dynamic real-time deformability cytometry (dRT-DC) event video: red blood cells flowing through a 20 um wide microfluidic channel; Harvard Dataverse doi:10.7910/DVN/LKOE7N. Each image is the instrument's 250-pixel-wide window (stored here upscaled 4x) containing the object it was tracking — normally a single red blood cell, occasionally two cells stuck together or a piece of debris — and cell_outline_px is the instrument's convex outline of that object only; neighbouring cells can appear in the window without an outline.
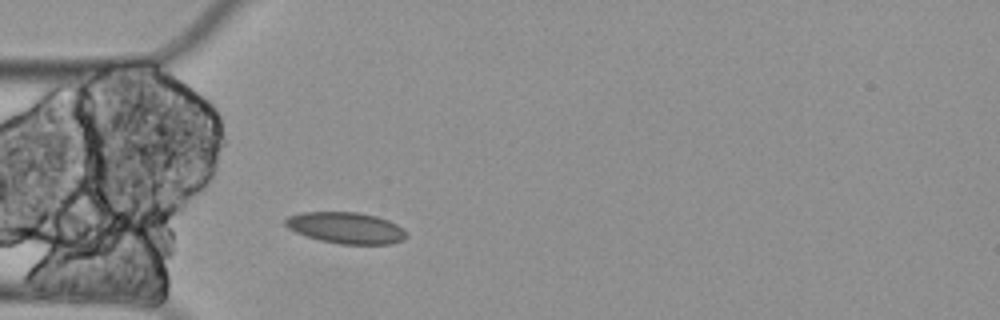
{"species": "Egyptian fruit bat (a non-hibernating species)", "species_latin": "Rousettus aegyptiacus", "temperature_condition": "cold", "stored_images_in_passage": 2, "camera_frame_rate_fps": 3000, "um_per_image_px": 0.085, "animal": {"sex": "female"}, "frame": {"image": 1, "passage_image": 2, "time_ms": 0.333, "image_size_px": [1000, 320], "cell_outline_px": [[408, 236], [404, 240], [392, 244], [340, 244], [320, 240], [304, 236], [288, 228], [284, 224], [284, 220], [288, 216], [300, 212], [356, 212], [376, 216], [388, 220], [396, 224], [408, 232]], "centroid_in_image_um": [29.41, 19.37], "position_along_channel_um": 55.6, "area_um2": 22.31}}